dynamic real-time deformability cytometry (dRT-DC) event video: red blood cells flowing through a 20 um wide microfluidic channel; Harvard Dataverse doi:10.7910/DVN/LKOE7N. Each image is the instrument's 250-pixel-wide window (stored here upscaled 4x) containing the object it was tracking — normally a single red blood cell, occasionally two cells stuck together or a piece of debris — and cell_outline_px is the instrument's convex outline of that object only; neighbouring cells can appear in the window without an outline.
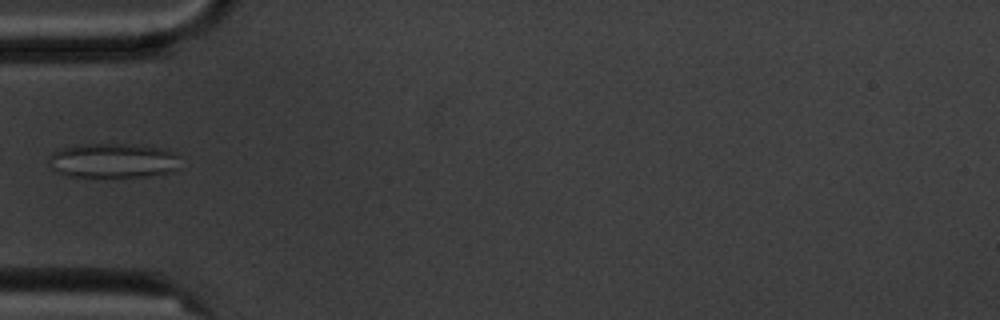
{"species": "common noctule bat (a hibernating species)", "species_latin": "Nyctalus noctula", "temperature_condition": "cold", "stored_images_in_passage": 5, "camera_frame_rate_fps": 3000, "um_per_image_px": 0.085, "animal": {"sex": "male", "body_mass_g": 20.1, "forearm_length_mm": 53.5}, "frame": {"image": 1, "passage_image": 5, "time_ms": 4.667, "image_size_px": [1000, 320], "cell_outline_px": [[176, 168], [172, 172], [148, 176], [68, 176], [56, 172], [52, 168], [48, 160], [48, 156], [52, 152], [60, 148], [76, 144], [136, 144], [164, 148], [172, 152], [176, 156]], "centroid_in_image_um": [9.54, 13.63], "position_along_channel_um": 75.5, "area_um2": 26.47}}